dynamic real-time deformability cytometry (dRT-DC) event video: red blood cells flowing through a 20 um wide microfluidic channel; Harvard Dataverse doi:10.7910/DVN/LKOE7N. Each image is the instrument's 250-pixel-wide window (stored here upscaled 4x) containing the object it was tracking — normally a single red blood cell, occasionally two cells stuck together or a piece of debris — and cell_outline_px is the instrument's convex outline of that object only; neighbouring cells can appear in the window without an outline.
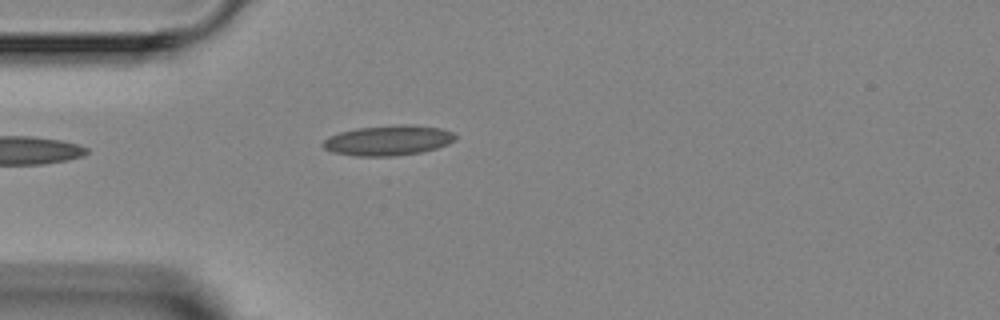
{"species": "Egyptian fruit bat (a non-hibernating species)", "species_latin": "Rousettus aegyptiacus", "temperature_condition": "room temperature", "stored_images_in_passage": 1, "camera_frame_rate_fps": 3000, "um_per_image_px": 0.085, "animal": {"sex": "female"}, "frame": {"image": 1, "passage_image": 1, "time_ms": 0.0, "image_size_px": [1000, 320], "cell_outline_px": [[456, 140], [448, 144], [436, 148], [420, 152], [392, 156], [356, 156], [332, 152], [324, 148], [320, 144], [324, 140], [340, 132], [356, 128], [404, 124], [408, 124], [440, 128], [452, 132], [456, 136]], "centroid_in_image_um": [33.0, 11.93], "position_along_channel_um": 52.0, "area_um2": 23.12}}